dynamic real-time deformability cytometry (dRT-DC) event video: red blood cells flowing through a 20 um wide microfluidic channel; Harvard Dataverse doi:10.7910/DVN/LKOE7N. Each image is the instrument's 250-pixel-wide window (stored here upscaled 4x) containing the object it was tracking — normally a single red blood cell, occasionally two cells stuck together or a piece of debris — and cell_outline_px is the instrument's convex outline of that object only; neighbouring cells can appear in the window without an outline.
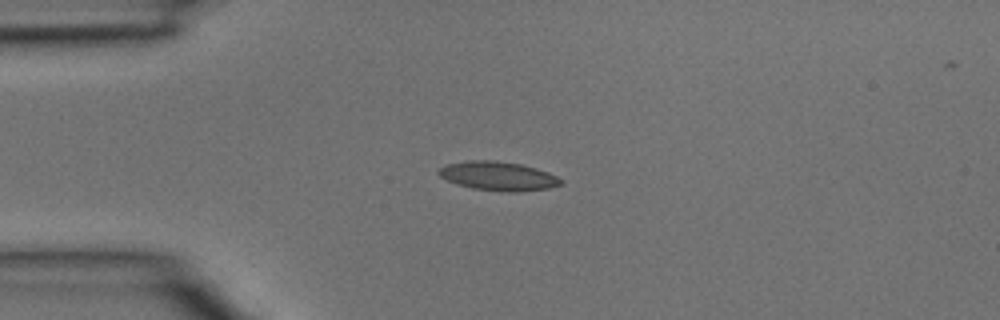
{"species": "common noctule bat (a hibernating species)", "species_latin": "Nyctalus noctula", "temperature_condition": "room temperature", "stored_images_in_passage": 32, "camera_frame_rate_fps": 3000, "um_per_image_px": 0.085, "animal": {"sex": "male", "body_mass_g": 15.6}, "frame": {"image": 1, "passage_image": 1, "time_ms": 0.0, "image_size_px": [1000, 320], "cell_outline_px": [[564, 184], [548, 188], [520, 192], [500, 192], [472, 188], [456, 184], [440, 176], [436, 172], [440, 168], [448, 164], [468, 160], [492, 160], [520, 164], [536, 168], [548, 172], [564, 180]], "centroid_in_image_um": [42.37, 14.98], "position_along_channel_um": 42.6, "area_um2": 20.75}}
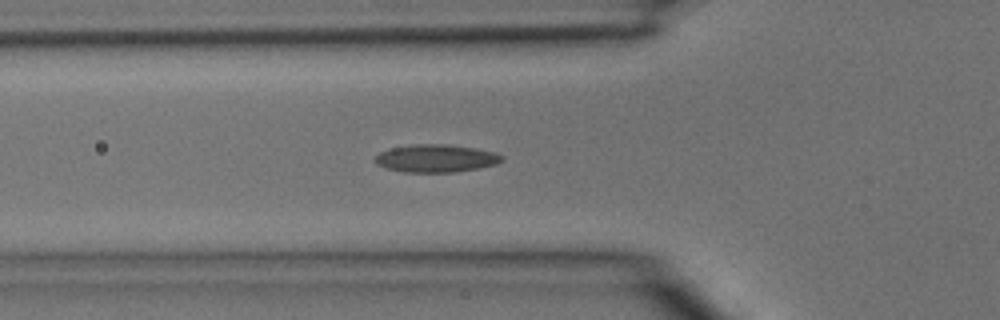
{"frame": {"image": 2, "passage_image": 5, "time_ms": 1.333, "image_size_px": [1000, 320], "cell_outline_px": [[504, 160], [496, 164], [480, 168], [456, 172], [404, 172], [388, 168], [376, 164], [372, 160], [380, 152], [392, 148], [412, 144], [444, 144], [472, 148], [496, 152], [504, 156]], "centroid_in_image_um": [37.07, 13.46], "position_along_channel_um": 88.7, "area_um2": 20.52}}